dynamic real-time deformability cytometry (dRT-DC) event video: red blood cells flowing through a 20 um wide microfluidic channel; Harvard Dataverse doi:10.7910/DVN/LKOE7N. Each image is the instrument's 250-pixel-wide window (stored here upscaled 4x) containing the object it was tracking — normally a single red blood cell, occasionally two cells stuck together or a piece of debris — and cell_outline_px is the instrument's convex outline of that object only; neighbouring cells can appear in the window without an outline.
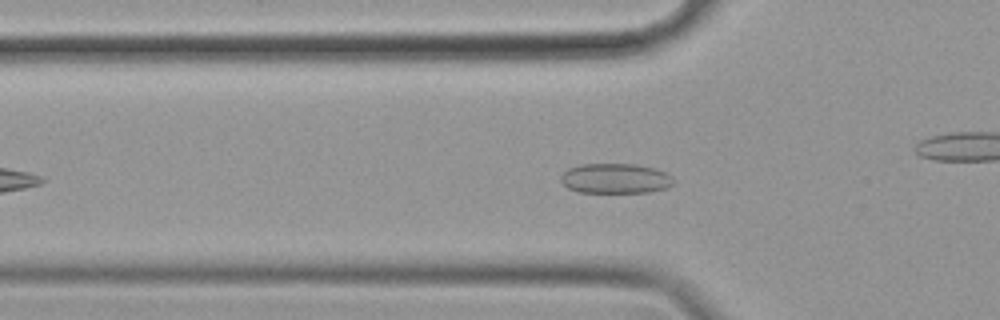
{"species": "common noctule bat (a hibernating species)", "species_latin": "Nyctalus noctula", "temperature_condition": "cold", "stored_images_in_passage": 52, "camera_frame_rate_fps": 3000, "um_per_image_px": 0.085, "animal": {"sex": "female", "body_mass_g": 19.9}, "frame": {"image": 1, "passage_image": 12, "time_ms": 3.667, "image_size_px": [1000, 320], "cell_outline_px": [[676, 180], [668, 188], [648, 192], [580, 192], [568, 188], [560, 180], [560, 176], [568, 168], [580, 164], [636, 164], [652, 168], [664, 172], [672, 176]], "centroid_in_image_um": [52.31, 15.17], "position_along_channel_um": 73.5, "area_um2": 19.71}}
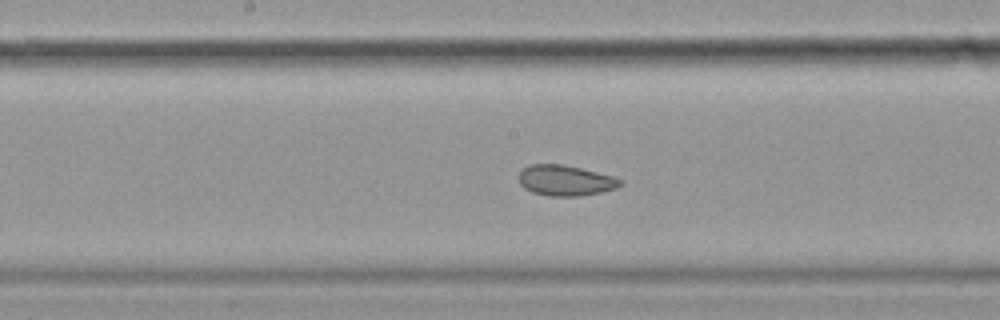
{"frame": {"image": 2, "passage_image": 23, "time_ms": 7.333, "image_size_px": [1000, 320], "cell_outline_px": [[624, 180], [616, 188], [600, 192], [576, 196], [548, 196], [532, 192], [524, 188], [520, 184], [520, 172], [528, 164], [560, 164], [580, 168], [612, 176]], "centroid_in_image_um": [48.04, 15.34], "position_along_channel_um": 200.2, "area_um2": 17.86}}
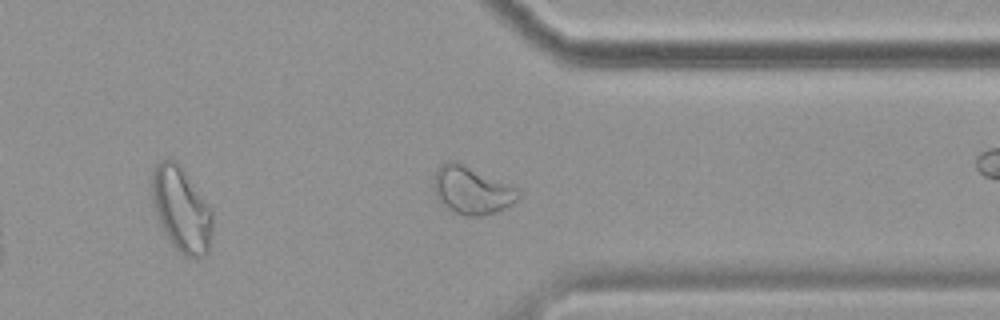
{"frame": {"image": 3, "passage_image": 38, "time_ms": 12.333, "image_size_px": [1000, 320], "cell_outline_px": [[520, 196], [512, 204], [496, 212], [480, 216], [464, 216], [452, 212], [444, 208], [440, 204], [436, 196], [432, 184], [432, 176], [436, 168], [440, 164], [448, 160], [456, 160], [520, 188]], "centroid_in_image_um": [40.05, 16.15], "position_along_channel_um": 371.3, "area_um2": 24.39}, "authors_computed_cell_mechanics": {"area_um2": 20.6057, "velocity_mm_per_s": 3.449, "shape_relaxation_time_tau1_ms": null, "shape_relaxation_time_tau2_ms": 2.2625, "deformation_change_tau1": null, "deformation_change_tau2": 0.0558}}